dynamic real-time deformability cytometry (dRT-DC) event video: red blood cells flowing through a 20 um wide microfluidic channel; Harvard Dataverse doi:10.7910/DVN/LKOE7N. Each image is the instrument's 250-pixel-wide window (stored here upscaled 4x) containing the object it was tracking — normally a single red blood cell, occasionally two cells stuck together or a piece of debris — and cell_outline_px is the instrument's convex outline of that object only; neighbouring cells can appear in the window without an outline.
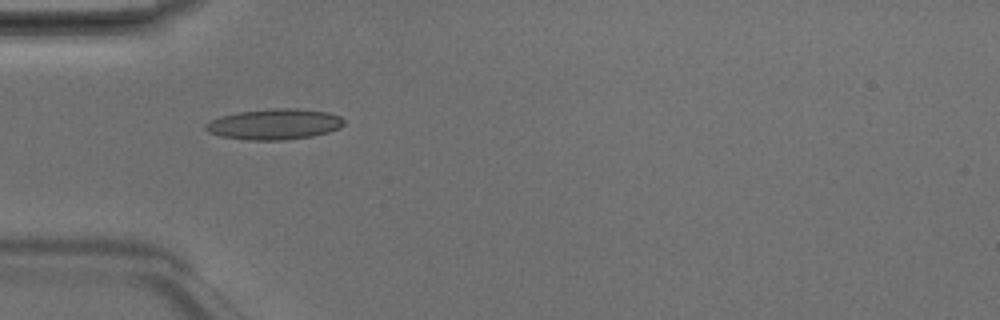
{"species": "Egyptian fruit bat (a non-hibernating species)", "species_latin": "Rousettus aegyptiacus", "temperature_condition": "room temperature", "stored_images_in_passage": 7, "camera_frame_rate_fps": 3000, "um_per_image_px": 0.085, "animal": {"sex": "male"}, "frame": {"image": 1, "passage_image": 4, "time_ms": 1.0, "image_size_px": [1000, 320], "cell_outline_px": [[344, 124], [340, 128], [328, 132], [312, 136], [284, 140], [248, 140], [220, 136], [208, 132], [204, 128], [204, 124], [220, 116], [240, 112], [272, 108], [296, 108], [328, 112], [340, 116], [344, 120]], "centroid_in_image_um": [23.33, 10.56], "position_along_channel_um": 61.7, "area_um2": 24.8}}
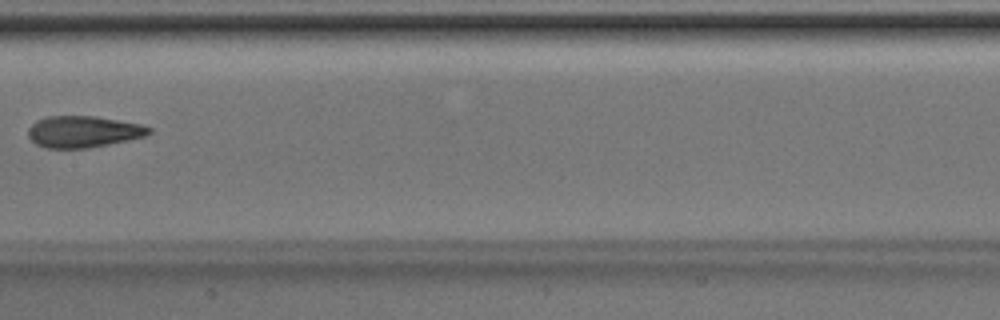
{"frame": {"image": 2, "passage_image": 7, "time_ms": 2.0, "image_size_px": [1000, 320], "cell_outline_px": [[152, 132], [144, 136], [128, 140], [88, 148], [44, 148], [36, 144], [28, 136], [28, 128], [36, 120], [48, 116], [96, 116], [144, 124], [152, 128]], "centroid_in_image_um": [7.09, 11.18], "position_along_channel_um": 200.3, "area_um2": 22.37}}